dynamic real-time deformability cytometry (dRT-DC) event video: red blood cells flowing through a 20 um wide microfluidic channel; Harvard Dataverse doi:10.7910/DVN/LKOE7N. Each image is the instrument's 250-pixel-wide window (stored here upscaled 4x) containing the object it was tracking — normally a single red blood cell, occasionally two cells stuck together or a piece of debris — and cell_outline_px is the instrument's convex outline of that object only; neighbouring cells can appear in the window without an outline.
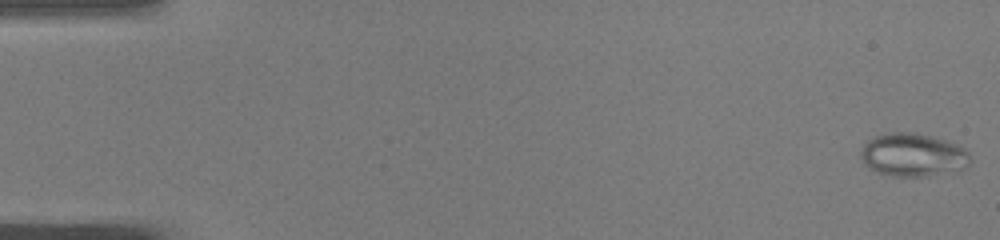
{"species": "common noctule bat (a hibernating species)", "species_latin": "Nyctalus noctula", "temperature_condition": "warm", "stored_images_in_passage": 50, "camera_frame_rate_fps": 3000, "um_per_image_px": 0.085, "animal": {"sex": "male", "body_mass_g": 19.0, "forearm_length_mm": 50.8}, "frame": {"image": 1, "passage_image": 1, "time_ms": 0.0, "image_size_px": [1000, 240], "cell_outline_px": [[972, 160], [964, 168], [956, 172], [924, 176], [892, 176], [876, 172], [868, 168], [864, 164], [860, 156], [860, 152], [864, 144], [868, 140], [876, 136], [892, 132], [916, 132], [932, 136], [944, 140], [964, 148], [972, 156]], "centroid_in_image_um": [77.61, 13.18], "position_along_channel_um": 7.4, "area_um2": 27.8}}
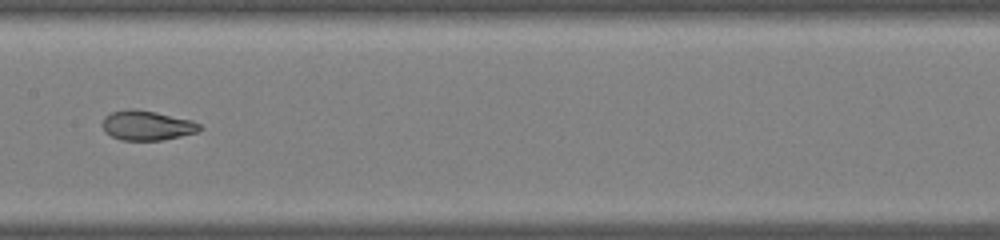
{"frame": {"image": 2, "passage_image": 26, "time_ms": 8.333, "image_size_px": [1000, 240], "cell_outline_px": [[204, 128], [196, 132], [180, 136], [160, 140], [120, 140], [112, 136], [104, 128], [104, 116], [112, 112], [128, 108], [136, 108], [156, 112], [192, 120], [200, 124]], "centroid_in_image_um": [12.52, 10.65], "position_along_channel_um": 194.9, "area_um2": 16.7}}
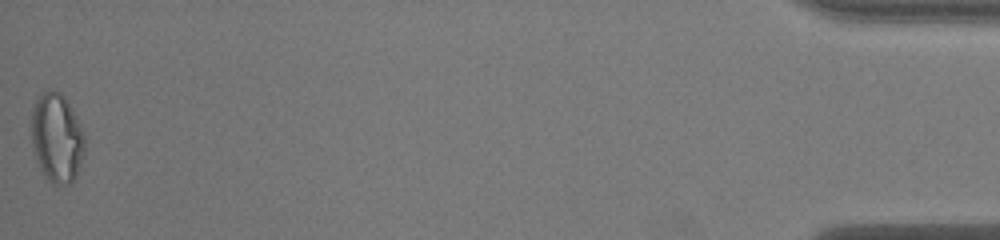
{"frame": {"image": 3, "passage_image": 50, "time_ms": 16.333, "image_size_px": [1000, 240], "cell_outline_px": [[84, 156], [76, 176], [72, 184], [52, 184], [48, 180], [40, 168], [36, 160], [32, 140], [32, 104], [36, 96], [40, 92], [48, 88], [60, 92], [64, 96], [76, 116], [84, 132]], "centroid_in_image_um": [4.83, 11.68], "position_along_channel_um": 430.4, "area_um2": 28.09}, "authors_computed_cell_mechanics": {"area_um2": 20.9814, "velocity_mm_per_s": 4.0872, "shape_relaxation_time_tau1_ms": null, "shape_relaxation_time_tau2_ms": 0.9509, "deformation_change_tau1": null, "deformation_change_tau2": 0.0716}}